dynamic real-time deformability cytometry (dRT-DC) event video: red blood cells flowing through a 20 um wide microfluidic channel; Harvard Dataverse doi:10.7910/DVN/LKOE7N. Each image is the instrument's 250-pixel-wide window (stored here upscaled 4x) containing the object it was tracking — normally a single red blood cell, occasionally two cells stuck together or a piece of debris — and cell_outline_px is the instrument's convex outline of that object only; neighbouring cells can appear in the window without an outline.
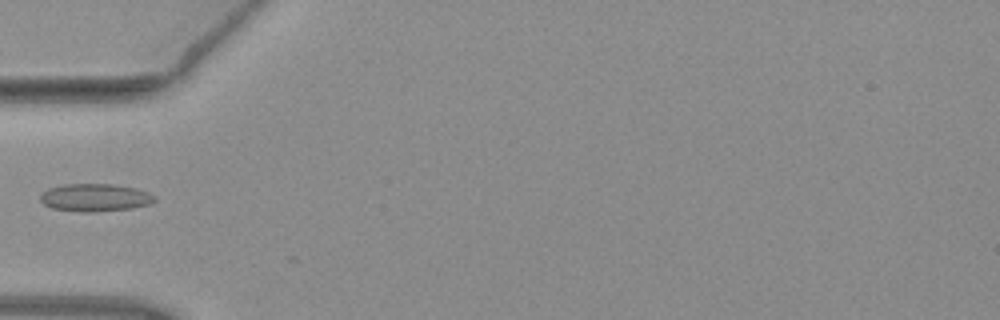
{"species": "common noctule bat (a hibernating species)", "species_latin": "Nyctalus noctula", "temperature_condition": "warm", "stored_images_in_passage": 4, "camera_frame_rate_fps": 3000, "um_per_image_px": 0.085, "animal": {"sex": "female", "body_mass_g": 19.3, "forearm_length_mm": 54.1}, "frame": {"image": 1, "passage_image": 4, "time_ms": 1.0, "image_size_px": [1000, 320], "cell_outline_px": [[156, 200], [152, 204], [132, 208], [96, 212], [80, 212], [52, 208], [44, 204], [40, 200], [40, 196], [48, 188], [64, 184], [112, 184], [136, 188], [148, 192], [156, 196]], "centroid_in_image_um": [8.11, 16.8], "position_along_channel_um": 76.9, "area_um2": 18.61}}